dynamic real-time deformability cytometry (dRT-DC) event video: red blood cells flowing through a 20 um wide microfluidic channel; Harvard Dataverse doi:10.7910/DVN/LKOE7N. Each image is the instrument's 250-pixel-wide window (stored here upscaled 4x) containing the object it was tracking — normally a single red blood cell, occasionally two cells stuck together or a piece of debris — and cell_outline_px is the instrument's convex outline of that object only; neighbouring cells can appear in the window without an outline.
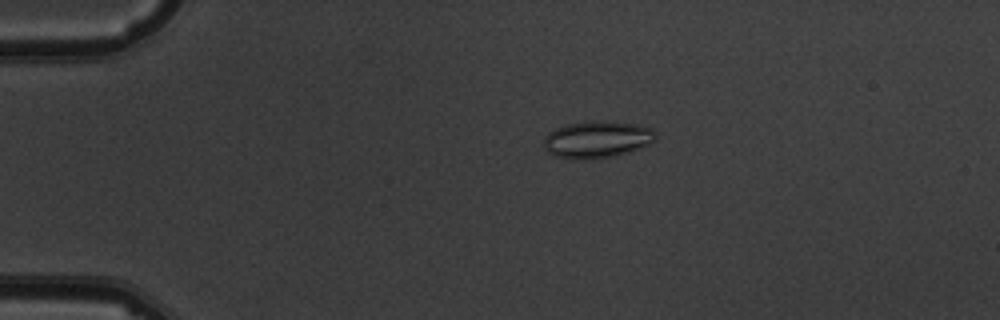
{"species": "common noctule bat (a hibernating species)", "species_latin": "Nyctalus noctula", "temperature_condition": "warm", "stored_images_in_passage": 7, "camera_frame_rate_fps": 3000, "um_per_image_px": 0.085, "animal": {"sex": "male", "body_mass_g": 19.5, "forearm_length_mm": 54.6}, "frame": {"image": 1, "passage_image": 3, "time_ms": 3.333, "image_size_px": [1000, 320], "cell_outline_px": [[656, 140], [648, 144], [628, 152], [616, 156], [584, 160], [572, 160], [556, 156], [548, 152], [544, 148], [544, 140], [548, 132], [556, 128], [568, 124], [588, 120], [604, 120], [636, 124], [652, 128], [656, 132]], "centroid_in_image_um": [50.75, 11.85], "position_along_channel_um": 34.3, "area_um2": 24.45}}